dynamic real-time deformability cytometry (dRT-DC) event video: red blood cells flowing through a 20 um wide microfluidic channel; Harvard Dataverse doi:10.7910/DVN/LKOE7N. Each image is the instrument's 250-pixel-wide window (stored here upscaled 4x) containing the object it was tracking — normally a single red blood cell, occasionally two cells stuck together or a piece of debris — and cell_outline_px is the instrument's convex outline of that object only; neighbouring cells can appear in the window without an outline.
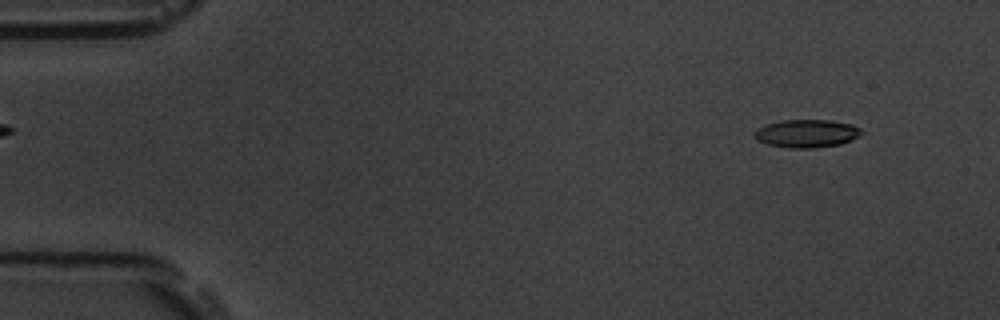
{"species": "common noctule bat (a hibernating species)", "species_latin": "Nyctalus noctula", "temperature_condition": "room temperature", "stored_images_in_passage": 56, "camera_frame_rate_fps": 3000, "um_per_image_px": 0.085, "animal": {"sex": "male", "body_mass_g": 19.5, "forearm_length_mm": 54.6}, "frame": {"image": 1, "passage_image": 5, "time_ms": 1.333, "image_size_px": [1000, 320], "cell_outline_px": [[864, 132], [860, 136], [852, 140], [840, 144], [812, 148], [788, 148], [768, 144], [756, 140], [752, 132], [756, 128], [768, 124], [784, 120], [828, 120], [852, 124], [860, 128]], "centroid_in_image_um": [68.57, 11.35], "position_along_channel_um": 16.4, "area_um2": 17.57}}
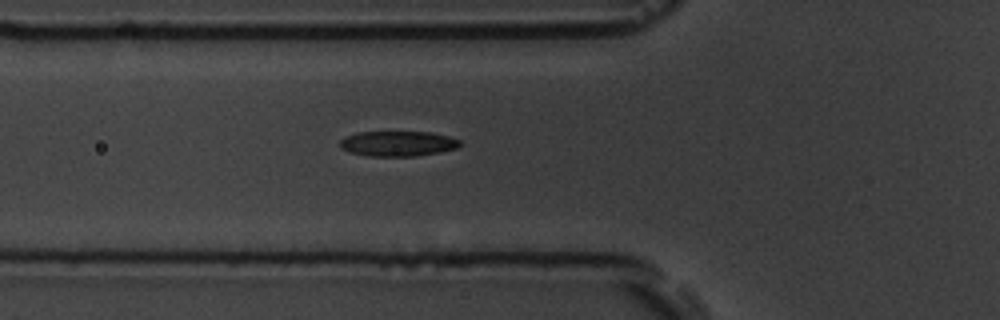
{"frame": {"image": 2, "passage_image": 20, "time_ms": 6.333, "image_size_px": [1000, 320], "cell_outline_px": [[464, 144], [456, 148], [440, 152], [416, 156], [368, 156], [352, 152], [340, 148], [340, 140], [344, 136], [356, 132], [428, 132], [448, 136], [460, 140]], "centroid_in_image_um": [33.82, 12.2], "position_along_channel_um": 92.0, "area_um2": 17.69}}
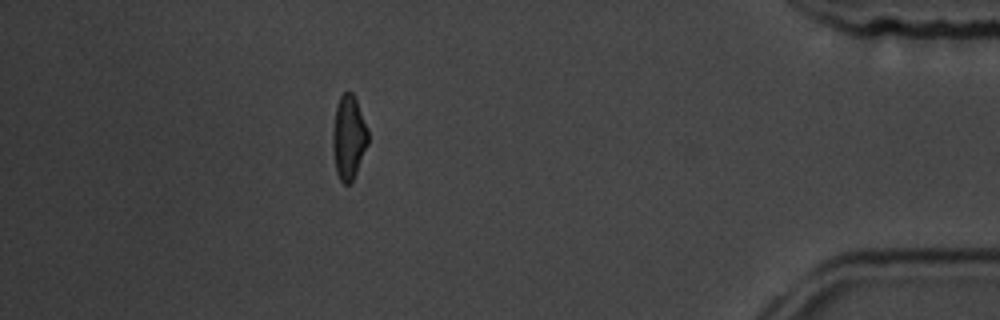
{"frame": {"image": 3, "passage_image": 50, "time_ms": 16.333, "image_size_px": [1000, 320], "cell_outline_px": [[368, 144], [356, 172], [352, 180], [348, 184], [344, 184], [340, 180], [336, 172], [332, 148], [332, 132], [336, 104], [340, 96], [344, 92], [352, 92], [356, 100], [368, 132]], "centroid_in_image_um": [29.61, 11.68], "position_along_channel_um": 405.6, "area_um2": 17.17}, "authors_computed_cell_mechanics": {"area_um2": 17.7735, "velocity_mm_per_s": 3.6232, "shape_relaxation_time_tau1_ms": 4.566, "shape_relaxation_time_tau2_ms": 1.6369, "deformation_change_tau1": 0.1504, "deformation_change_tau2": 0.0785}}